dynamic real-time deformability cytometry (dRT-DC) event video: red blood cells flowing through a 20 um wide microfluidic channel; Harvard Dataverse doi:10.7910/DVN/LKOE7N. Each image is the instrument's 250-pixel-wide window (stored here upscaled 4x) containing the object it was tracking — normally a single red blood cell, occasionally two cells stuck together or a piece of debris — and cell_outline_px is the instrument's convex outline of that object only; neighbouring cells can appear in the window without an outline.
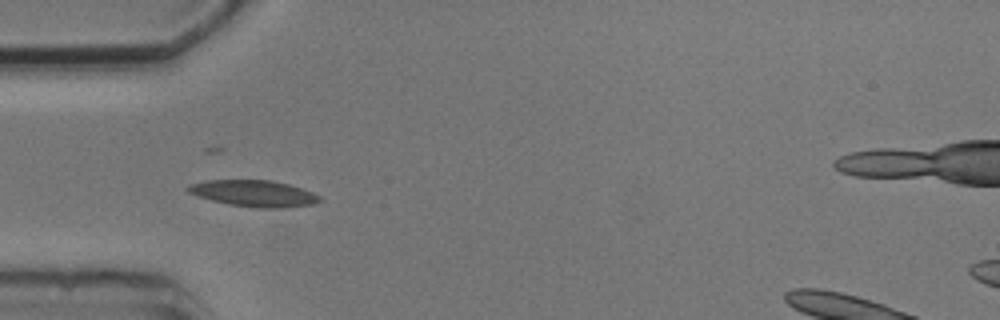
{"species": "common noctule bat (a hibernating species)", "species_latin": "Nyctalus noctula", "temperature_condition": "cold", "stored_images_in_passage": 6, "camera_frame_rate_fps": 3000, "um_per_image_px": 0.085, "animal": {"sex": "male", "body_mass_g": 20.5, "forearm_length_mm": 52.5}, "frame": {"image": 1, "passage_image": 4, "time_ms": 3.333, "image_size_px": [1000, 320], "cell_outline_px": [[324, 200], [312, 204], [280, 208], [256, 208], [232, 204], [212, 200], [188, 192], [188, 184], [204, 180], [272, 180], [288, 184], [312, 192], [320, 196]], "centroid_in_image_um": [21.6, 16.43], "position_along_channel_um": 63.4, "area_um2": 20.06}}
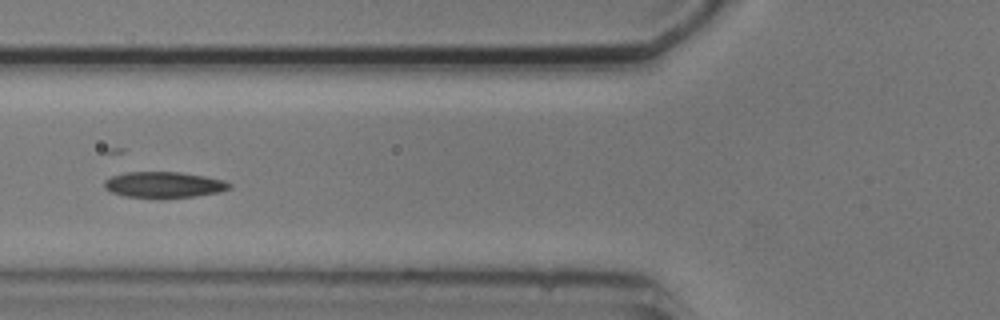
{"frame": {"image": 2, "passage_image": 5, "time_ms": 4.667, "image_size_px": [1000, 320], "cell_outline_px": [[232, 188], [220, 192], [196, 196], [124, 196], [112, 192], [104, 188], [104, 180], [112, 176], [124, 172], [180, 172], [204, 176], [224, 180], [232, 184]], "centroid_in_image_um": [13.95, 15.67], "position_along_channel_um": 111.8, "area_um2": 18.5}}